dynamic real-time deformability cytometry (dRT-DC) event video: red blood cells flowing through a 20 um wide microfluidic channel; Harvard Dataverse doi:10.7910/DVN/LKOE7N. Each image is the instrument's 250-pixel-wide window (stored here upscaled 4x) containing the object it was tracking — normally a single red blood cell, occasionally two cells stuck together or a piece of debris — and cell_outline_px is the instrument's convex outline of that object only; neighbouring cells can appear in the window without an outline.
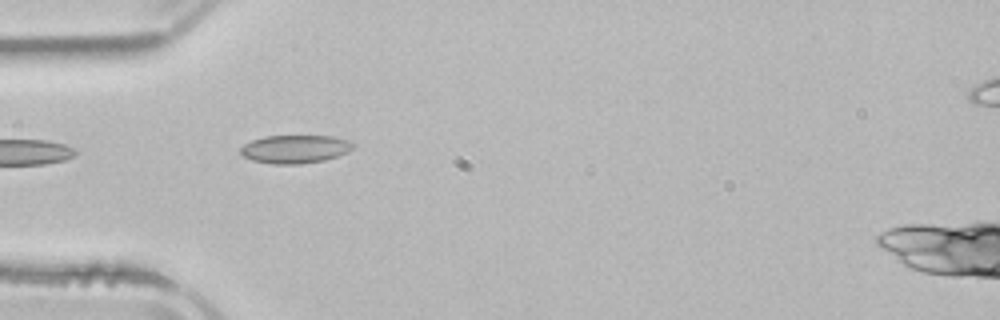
{"species": "common noctule bat (a hibernating species)", "species_latin": "Nyctalus noctula", "temperature_condition": "room temperature", "stored_images_in_passage": 4, "segment_of_instrument_passage": [2, 2], "camera_frame_rate_fps": 3000, "um_per_image_px": 0.085, "animal": {"sex": "male", "body_mass_g": 21.5, "forearm_length_mm": 52.0}, "frame": {"image": 1, "passage_image": 4, "time_ms": 4.333, "image_size_px": [1000, 320], "cell_outline_px": [[356, 144], [348, 152], [324, 160], [300, 164], [272, 164], [252, 160], [244, 156], [240, 152], [240, 148], [244, 144], [252, 140], [264, 136], [332, 136], [348, 140]], "centroid_in_image_um": [25.08, 12.67], "position_along_channel_um": 59.9, "area_um2": 18.5}}